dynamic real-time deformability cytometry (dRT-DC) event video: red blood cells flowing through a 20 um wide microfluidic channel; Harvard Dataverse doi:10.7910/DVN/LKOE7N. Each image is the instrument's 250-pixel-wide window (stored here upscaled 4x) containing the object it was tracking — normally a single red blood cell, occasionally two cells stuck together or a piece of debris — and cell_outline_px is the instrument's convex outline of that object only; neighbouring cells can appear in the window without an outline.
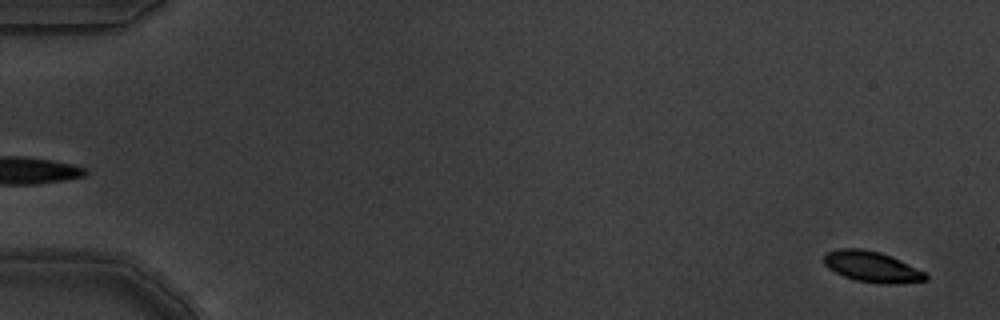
{"species": "common noctule bat (a hibernating species)", "species_latin": "Nyctalus noctula", "temperature_condition": "warm", "stored_images_in_passage": 4, "segment_of_instrument_passage": [2, 2], "camera_frame_rate_fps": 3000, "um_per_image_px": 0.085, "animal": {"sex": "male", "body_mass_g": 19.5, "forearm_length_mm": 54.6}, "frame": {"image": 1, "passage_image": 4, "time_ms": 1.0, "image_size_px": [1000, 320], "cell_outline_px": [[928, 280], [856, 280], [844, 276], [828, 268], [824, 264], [824, 252], [840, 248], [860, 248], [880, 252], [892, 256], [924, 272], [928, 276]], "centroid_in_image_um": [73.98, 22.57], "position_along_channel_um": 11.0, "area_um2": 17.05}}